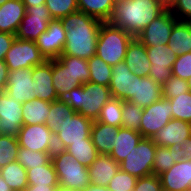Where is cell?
Returning <instances> with one entry per match:
<instances>
[{"label": "cell", "instance_id": "1", "mask_svg": "<svg viewBox=\"0 0 191 191\" xmlns=\"http://www.w3.org/2000/svg\"><path fill=\"white\" fill-rule=\"evenodd\" d=\"M60 20L66 30V42L62 54L86 60L96 55L102 21L81 11L71 13Z\"/></svg>", "mask_w": 191, "mask_h": 191}, {"label": "cell", "instance_id": "2", "mask_svg": "<svg viewBox=\"0 0 191 191\" xmlns=\"http://www.w3.org/2000/svg\"><path fill=\"white\" fill-rule=\"evenodd\" d=\"M167 8L166 0H116L108 22L136 37Z\"/></svg>", "mask_w": 191, "mask_h": 191}, {"label": "cell", "instance_id": "3", "mask_svg": "<svg viewBox=\"0 0 191 191\" xmlns=\"http://www.w3.org/2000/svg\"><path fill=\"white\" fill-rule=\"evenodd\" d=\"M111 98L109 86L86 82L71 91L61 94L58 100L69 104L75 112L95 121L102 107Z\"/></svg>", "mask_w": 191, "mask_h": 191}, {"label": "cell", "instance_id": "4", "mask_svg": "<svg viewBox=\"0 0 191 191\" xmlns=\"http://www.w3.org/2000/svg\"><path fill=\"white\" fill-rule=\"evenodd\" d=\"M134 38L128 32L103 22L99 29L96 55L111 67L124 61L130 41Z\"/></svg>", "mask_w": 191, "mask_h": 191}, {"label": "cell", "instance_id": "5", "mask_svg": "<svg viewBox=\"0 0 191 191\" xmlns=\"http://www.w3.org/2000/svg\"><path fill=\"white\" fill-rule=\"evenodd\" d=\"M52 162L60 185L77 191L90 185L88 167L82 165L65 149H55Z\"/></svg>", "mask_w": 191, "mask_h": 191}, {"label": "cell", "instance_id": "6", "mask_svg": "<svg viewBox=\"0 0 191 191\" xmlns=\"http://www.w3.org/2000/svg\"><path fill=\"white\" fill-rule=\"evenodd\" d=\"M157 145L151 138H142L134 151L120 163V169L138 178L153 174Z\"/></svg>", "mask_w": 191, "mask_h": 191}, {"label": "cell", "instance_id": "7", "mask_svg": "<svg viewBox=\"0 0 191 191\" xmlns=\"http://www.w3.org/2000/svg\"><path fill=\"white\" fill-rule=\"evenodd\" d=\"M93 120L75 113L63 119L62 124L55 133L56 149H65L67 146L84 142V139H91V127Z\"/></svg>", "mask_w": 191, "mask_h": 191}, {"label": "cell", "instance_id": "8", "mask_svg": "<svg viewBox=\"0 0 191 191\" xmlns=\"http://www.w3.org/2000/svg\"><path fill=\"white\" fill-rule=\"evenodd\" d=\"M4 61L9 71H15L42 65L46 59L34 41L15 38Z\"/></svg>", "mask_w": 191, "mask_h": 191}, {"label": "cell", "instance_id": "9", "mask_svg": "<svg viewBox=\"0 0 191 191\" xmlns=\"http://www.w3.org/2000/svg\"><path fill=\"white\" fill-rule=\"evenodd\" d=\"M20 147L32 151L54 152L55 133L45 124L22 125L17 136Z\"/></svg>", "mask_w": 191, "mask_h": 191}, {"label": "cell", "instance_id": "10", "mask_svg": "<svg viewBox=\"0 0 191 191\" xmlns=\"http://www.w3.org/2000/svg\"><path fill=\"white\" fill-rule=\"evenodd\" d=\"M52 20L53 17L46 4L27 7L26 14L18 26L15 37L35 42L40 34L48 29V25Z\"/></svg>", "mask_w": 191, "mask_h": 191}, {"label": "cell", "instance_id": "11", "mask_svg": "<svg viewBox=\"0 0 191 191\" xmlns=\"http://www.w3.org/2000/svg\"><path fill=\"white\" fill-rule=\"evenodd\" d=\"M148 59L151 63L149 77L159 86L163 87L171 78L172 66L177 56L169 45L148 46L146 47Z\"/></svg>", "mask_w": 191, "mask_h": 191}, {"label": "cell", "instance_id": "12", "mask_svg": "<svg viewBox=\"0 0 191 191\" xmlns=\"http://www.w3.org/2000/svg\"><path fill=\"white\" fill-rule=\"evenodd\" d=\"M172 118V105L167 99L161 98L159 101L143 108L142 122L140 125L142 137L152 138Z\"/></svg>", "mask_w": 191, "mask_h": 191}, {"label": "cell", "instance_id": "13", "mask_svg": "<svg viewBox=\"0 0 191 191\" xmlns=\"http://www.w3.org/2000/svg\"><path fill=\"white\" fill-rule=\"evenodd\" d=\"M178 20L167 8L162 14L157 16L147 25L136 37L146 47L158 46V44L168 45V39L173 30L174 24Z\"/></svg>", "mask_w": 191, "mask_h": 191}, {"label": "cell", "instance_id": "14", "mask_svg": "<svg viewBox=\"0 0 191 191\" xmlns=\"http://www.w3.org/2000/svg\"><path fill=\"white\" fill-rule=\"evenodd\" d=\"M66 30L60 19H53L48 29L41 33L35 44L46 60L57 59L63 52L66 42Z\"/></svg>", "mask_w": 191, "mask_h": 191}, {"label": "cell", "instance_id": "15", "mask_svg": "<svg viewBox=\"0 0 191 191\" xmlns=\"http://www.w3.org/2000/svg\"><path fill=\"white\" fill-rule=\"evenodd\" d=\"M22 103L0 92V133L17 137L23 125Z\"/></svg>", "mask_w": 191, "mask_h": 191}, {"label": "cell", "instance_id": "16", "mask_svg": "<svg viewBox=\"0 0 191 191\" xmlns=\"http://www.w3.org/2000/svg\"><path fill=\"white\" fill-rule=\"evenodd\" d=\"M32 68H22L8 72L5 92L15 100L25 103L35 98Z\"/></svg>", "mask_w": 191, "mask_h": 191}, {"label": "cell", "instance_id": "17", "mask_svg": "<svg viewBox=\"0 0 191 191\" xmlns=\"http://www.w3.org/2000/svg\"><path fill=\"white\" fill-rule=\"evenodd\" d=\"M159 177L164 191H191V161L180 160Z\"/></svg>", "mask_w": 191, "mask_h": 191}, {"label": "cell", "instance_id": "18", "mask_svg": "<svg viewBox=\"0 0 191 191\" xmlns=\"http://www.w3.org/2000/svg\"><path fill=\"white\" fill-rule=\"evenodd\" d=\"M191 136V123L172 118L151 138L157 146L178 147Z\"/></svg>", "mask_w": 191, "mask_h": 191}, {"label": "cell", "instance_id": "19", "mask_svg": "<svg viewBox=\"0 0 191 191\" xmlns=\"http://www.w3.org/2000/svg\"><path fill=\"white\" fill-rule=\"evenodd\" d=\"M32 79L34 80L35 98L48 102L58 100L52 84V60H46L42 65L33 67Z\"/></svg>", "mask_w": 191, "mask_h": 191}, {"label": "cell", "instance_id": "20", "mask_svg": "<svg viewBox=\"0 0 191 191\" xmlns=\"http://www.w3.org/2000/svg\"><path fill=\"white\" fill-rule=\"evenodd\" d=\"M124 61L112 67V77L109 84L112 98L130 100L133 96L134 77Z\"/></svg>", "mask_w": 191, "mask_h": 191}, {"label": "cell", "instance_id": "21", "mask_svg": "<svg viewBox=\"0 0 191 191\" xmlns=\"http://www.w3.org/2000/svg\"><path fill=\"white\" fill-rule=\"evenodd\" d=\"M162 98V87L150 77H134L133 96L129 100L146 108Z\"/></svg>", "mask_w": 191, "mask_h": 191}, {"label": "cell", "instance_id": "22", "mask_svg": "<svg viewBox=\"0 0 191 191\" xmlns=\"http://www.w3.org/2000/svg\"><path fill=\"white\" fill-rule=\"evenodd\" d=\"M125 64L129 70L139 77H149L151 63L148 59L146 46H144L137 37H134L127 48Z\"/></svg>", "mask_w": 191, "mask_h": 191}, {"label": "cell", "instance_id": "23", "mask_svg": "<svg viewBox=\"0 0 191 191\" xmlns=\"http://www.w3.org/2000/svg\"><path fill=\"white\" fill-rule=\"evenodd\" d=\"M120 169V164L110 155L99 154L88 167L90 184L107 187Z\"/></svg>", "mask_w": 191, "mask_h": 191}, {"label": "cell", "instance_id": "24", "mask_svg": "<svg viewBox=\"0 0 191 191\" xmlns=\"http://www.w3.org/2000/svg\"><path fill=\"white\" fill-rule=\"evenodd\" d=\"M25 14L26 7L22 0L6 1L0 6V32L15 35Z\"/></svg>", "mask_w": 191, "mask_h": 191}, {"label": "cell", "instance_id": "25", "mask_svg": "<svg viewBox=\"0 0 191 191\" xmlns=\"http://www.w3.org/2000/svg\"><path fill=\"white\" fill-rule=\"evenodd\" d=\"M141 133L120 127L115 135L114 147L110 156L119 164L130 155L142 139Z\"/></svg>", "mask_w": 191, "mask_h": 191}, {"label": "cell", "instance_id": "26", "mask_svg": "<svg viewBox=\"0 0 191 191\" xmlns=\"http://www.w3.org/2000/svg\"><path fill=\"white\" fill-rule=\"evenodd\" d=\"M118 129L115 126L93 121L90 137L99 154L110 155Z\"/></svg>", "mask_w": 191, "mask_h": 191}, {"label": "cell", "instance_id": "27", "mask_svg": "<svg viewBox=\"0 0 191 191\" xmlns=\"http://www.w3.org/2000/svg\"><path fill=\"white\" fill-rule=\"evenodd\" d=\"M52 82L58 97L83 85L58 58L52 59Z\"/></svg>", "mask_w": 191, "mask_h": 191}, {"label": "cell", "instance_id": "28", "mask_svg": "<svg viewBox=\"0 0 191 191\" xmlns=\"http://www.w3.org/2000/svg\"><path fill=\"white\" fill-rule=\"evenodd\" d=\"M168 45L176 56L191 52V26L187 21L178 20L174 24Z\"/></svg>", "mask_w": 191, "mask_h": 191}, {"label": "cell", "instance_id": "29", "mask_svg": "<svg viewBox=\"0 0 191 191\" xmlns=\"http://www.w3.org/2000/svg\"><path fill=\"white\" fill-rule=\"evenodd\" d=\"M23 125L45 124L50 113V102L33 98L22 103Z\"/></svg>", "mask_w": 191, "mask_h": 191}, {"label": "cell", "instance_id": "30", "mask_svg": "<svg viewBox=\"0 0 191 191\" xmlns=\"http://www.w3.org/2000/svg\"><path fill=\"white\" fill-rule=\"evenodd\" d=\"M116 0H77L78 11L84 12L102 22L112 17Z\"/></svg>", "mask_w": 191, "mask_h": 191}, {"label": "cell", "instance_id": "31", "mask_svg": "<svg viewBox=\"0 0 191 191\" xmlns=\"http://www.w3.org/2000/svg\"><path fill=\"white\" fill-rule=\"evenodd\" d=\"M0 174L12 191H23L28 185L26 169L17 161L0 168Z\"/></svg>", "mask_w": 191, "mask_h": 191}, {"label": "cell", "instance_id": "32", "mask_svg": "<svg viewBox=\"0 0 191 191\" xmlns=\"http://www.w3.org/2000/svg\"><path fill=\"white\" fill-rule=\"evenodd\" d=\"M180 160H183V155H179L178 147L157 146L153 163V174L159 176Z\"/></svg>", "mask_w": 191, "mask_h": 191}, {"label": "cell", "instance_id": "33", "mask_svg": "<svg viewBox=\"0 0 191 191\" xmlns=\"http://www.w3.org/2000/svg\"><path fill=\"white\" fill-rule=\"evenodd\" d=\"M28 184L31 185H59L52 159L43 166L27 169Z\"/></svg>", "mask_w": 191, "mask_h": 191}, {"label": "cell", "instance_id": "34", "mask_svg": "<svg viewBox=\"0 0 191 191\" xmlns=\"http://www.w3.org/2000/svg\"><path fill=\"white\" fill-rule=\"evenodd\" d=\"M65 150L85 167H89L99 155L91 139H84V142L73 143L67 146Z\"/></svg>", "mask_w": 191, "mask_h": 191}, {"label": "cell", "instance_id": "35", "mask_svg": "<svg viewBox=\"0 0 191 191\" xmlns=\"http://www.w3.org/2000/svg\"><path fill=\"white\" fill-rule=\"evenodd\" d=\"M90 78L88 82L109 86L112 77V67L97 55L88 59Z\"/></svg>", "mask_w": 191, "mask_h": 191}, {"label": "cell", "instance_id": "36", "mask_svg": "<svg viewBox=\"0 0 191 191\" xmlns=\"http://www.w3.org/2000/svg\"><path fill=\"white\" fill-rule=\"evenodd\" d=\"M98 122L120 128L122 125V100L111 98L102 107L97 118Z\"/></svg>", "mask_w": 191, "mask_h": 191}, {"label": "cell", "instance_id": "37", "mask_svg": "<svg viewBox=\"0 0 191 191\" xmlns=\"http://www.w3.org/2000/svg\"><path fill=\"white\" fill-rule=\"evenodd\" d=\"M143 108L128 100H122V128L134 130L140 133Z\"/></svg>", "mask_w": 191, "mask_h": 191}, {"label": "cell", "instance_id": "38", "mask_svg": "<svg viewBox=\"0 0 191 191\" xmlns=\"http://www.w3.org/2000/svg\"><path fill=\"white\" fill-rule=\"evenodd\" d=\"M58 59L69 68L75 79L82 84L89 81V63L88 60L76 56L61 54Z\"/></svg>", "mask_w": 191, "mask_h": 191}, {"label": "cell", "instance_id": "39", "mask_svg": "<svg viewBox=\"0 0 191 191\" xmlns=\"http://www.w3.org/2000/svg\"><path fill=\"white\" fill-rule=\"evenodd\" d=\"M53 152H40L25 149L19 146L17 162L20 163L26 170L33 167L43 166L52 159Z\"/></svg>", "mask_w": 191, "mask_h": 191}, {"label": "cell", "instance_id": "40", "mask_svg": "<svg viewBox=\"0 0 191 191\" xmlns=\"http://www.w3.org/2000/svg\"><path fill=\"white\" fill-rule=\"evenodd\" d=\"M76 112L67 103L59 100L50 102V113L47 116L46 123L53 132L62 124L63 119L73 116Z\"/></svg>", "mask_w": 191, "mask_h": 191}, {"label": "cell", "instance_id": "41", "mask_svg": "<svg viewBox=\"0 0 191 191\" xmlns=\"http://www.w3.org/2000/svg\"><path fill=\"white\" fill-rule=\"evenodd\" d=\"M19 143L17 137L0 136V168L17 161Z\"/></svg>", "mask_w": 191, "mask_h": 191}, {"label": "cell", "instance_id": "42", "mask_svg": "<svg viewBox=\"0 0 191 191\" xmlns=\"http://www.w3.org/2000/svg\"><path fill=\"white\" fill-rule=\"evenodd\" d=\"M173 118L191 123V92L179 94L169 100Z\"/></svg>", "mask_w": 191, "mask_h": 191}, {"label": "cell", "instance_id": "43", "mask_svg": "<svg viewBox=\"0 0 191 191\" xmlns=\"http://www.w3.org/2000/svg\"><path fill=\"white\" fill-rule=\"evenodd\" d=\"M45 4L53 19H60L78 11L77 0H46Z\"/></svg>", "mask_w": 191, "mask_h": 191}, {"label": "cell", "instance_id": "44", "mask_svg": "<svg viewBox=\"0 0 191 191\" xmlns=\"http://www.w3.org/2000/svg\"><path fill=\"white\" fill-rule=\"evenodd\" d=\"M189 91L190 89L188 80H184L172 75L171 78L162 87V98L170 100L179 94H184Z\"/></svg>", "mask_w": 191, "mask_h": 191}, {"label": "cell", "instance_id": "45", "mask_svg": "<svg viewBox=\"0 0 191 191\" xmlns=\"http://www.w3.org/2000/svg\"><path fill=\"white\" fill-rule=\"evenodd\" d=\"M136 181V177L119 169L107 187L111 191H133Z\"/></svg>", "mask_w": 191, "mask_h": 191}, {"label": "cell", "instance_id": "46", "mask_svg": "<svg viewBox=\"0 0 191 191\" xmlns=\"http://www.w3.org/2000/svg\"><path fill=\"white\" fill-rule=\"evenodd\" d=\"M172 74L184 80L191 79V52L177 56L172 66Z\"/></svg>", "mask_w": 191, "mask_h": 191}, {"label": "cell", "instance_id": "47", "mask_svg": "<svg viewBox=\"0 0 191 191\" xmlns=\"http://www.w3.org/2000/svg\"><path fill=\"white\" fill-rule=\"evenodd\" d=\"M167 6L177 20L187 21L191 17V0H168Z\"/></svg>", "mask_w": 191, "mask_h": 191}, {"label": "cell", "instance_id": "48", "mask_svg": "<svg viewBox=\"0 0 191 191\" xmlns=\"http://www.w3.org/2000/svg\"><path fill=\"white\" fill-rule=\"evenodd\" d=\"M160 177L154 174L138 178L133 191H162Z\"/></svg>", "mask_w": 191, "mask_h": 191}, {"label": "cell", "instance_id": "49", "mask_svg": "<svg viewBox=\"0 0 191 191\" xmlns=\"http://www.w3.org/2000/svg\"><path fill=\"white\" fill-rule=\"evenodd\" d=\"M15 35L7 32H0V60H5L7 51L15 40Z\"/></svg>", "mask_w": 191, "mask_h": 191}, {"label": "cell", "instance_id": "50", "mask_svg": "<svg viewBox=\"0 0 191 191\" xmlns=\"http://www.w3.org/2000/svg\"><path fill=\"white\" fill-rule=\"evenodd\" d=\"M179 155H183V160L191 161V136L185 138L183 143L178 146Z\"/></svg>", "mask_w": 191, "mask_h": 191}, {"label": "cell", "instance_id": "51", "mask_svg": "<svg viewBox=\"0 0 191 191\" xmlns=\"http://www.w3.org/2000/svg\"><path fill=\"white\" fill-rule=\"evenodd\" d=\"M8 66L4 60H0V92H4L8 79Z\"/></svg>", "mask_w": 191, "mask_h": 191}, {"label": "cell", "instance_id": "52", "mask_svg": "<svg viewBox=\"0 0 191 191\" xmlns=\"http://www.w3.org/2000/svg\"><path fill=\"white\" fill-rule=\"evenodd\" d=\"M58 185H31L28 184L23 191H54Z\"/></svg>", "mask_w": 191, "mask_h": 191}, {"label": "cell", "instance_id": "53", "mask_svg": "<svg viewBox=\"0 0 191 191\" xmlns=\"http://www.w3.org/2000/svg\"><path fill=\"white\" fill-rule=\"evenodd\" d=\"M82 191H111L108 187L105 186H98L96 184H90Z\"/></svg>", "mask_w": 191, "mask_h": 191}, {"label": "cell", "instance_id": "54", "mask_svg": "<svg viewBox=\"0 0 191 191\" xmlns=\"http://www.w3.org/2000/svg\"><path fill=\"white\" fill-rule=\"evenodd\" d=\"M24 3L25 7H33V6H38V5H43L46 3V0H22Z\"/></svg>", "mask_w": 191, "mask_h": 191}, {"label": "cell", "instance_id": "55", "mask_svg": "<svg viewBox=\"0 0 191 191\" xmlns=\"http://www.w3.org/2000/svg\"><path fill=\"white\" fill-rule=\"evenodd\" d=\"M0 191H12L0 174Z\"/></svg>", "mask_w": 191, "mask_h": 191}, {"label": "cell", "instance_id": "56", "mask_svg": "<svg viewBox=\"0 0 191 191\" xmlns=\"http://www.w3.org/2000/svg\"><path fill=\"white\" fill-rule=\"evenodd\" d=\"M54 191H77V190H74L59 184L58 186L55 187Z\"/></svg>", "mask_w": 191, "mask_h": 191}, {"label": "cell", "instance_id": "57", "mask_svg": "<svg viewBox=\"0 0 191 191\" xmlns=\"http://www.w3.org/2000/svg\"><path fill=\"white\" fill-rule=\"evenodd\" d=\"M8 0H0V6H2Z\"/></svg>", "mask_w": 191, "mask_h": 191}, {"label": "cell", "instance_id": "58", "mask_svg": "<svg viewBox=\"0 0 191 191\" xmlns=\"http://www.w3.org/2000/svg\"><path fill=\"white\" fill-rule=\"evenodd\" d=\"M188 85H189V89H190V92H191V79L188 80Z\"/></svg>", "mask_w": 191, "mask_h": 191}, {"label": "cell", "instance_id": "59", "mask_svg": "<svg viewBox=\"0 0 191 191\" xmlns=\"http://www.w3.org/2000/svg\"><path fill=\"white\" fill-rule=\"evenodd\" d=\"M187 22L190 24L191 26V17L187 20Z\"/></svg>", "mask_w": 191, "mask_h": 191}]
</instances>
